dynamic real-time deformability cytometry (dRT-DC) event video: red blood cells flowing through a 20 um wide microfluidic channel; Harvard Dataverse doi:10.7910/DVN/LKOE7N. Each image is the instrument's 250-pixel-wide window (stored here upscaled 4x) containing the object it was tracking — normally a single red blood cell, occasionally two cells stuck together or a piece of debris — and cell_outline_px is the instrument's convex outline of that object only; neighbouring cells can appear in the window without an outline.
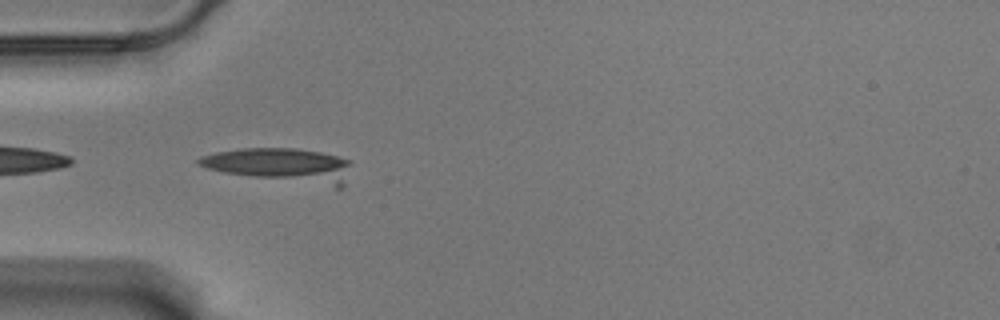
{"species": "Egyptian fruit bat (a non-hibernating species)", "species_latin": "Rousettus aegyptiacus", "temperature_condition": "warm", "stored_images_in_passage": 24, "camera_frame_rate_fps": 3000, "um_per_image_px": 0.085, "animal": {"sex": "male"}, "frame": {"image": 1, "passage_image": 2, "time_ms": 0.333, "image_size_px": [1000, 320], "cell_outline_px": [[352, 164], [344, 184], [340, 188], [336, 188], [224, 172], [208, 168], [196, 164], [196, 160], [200, 156], [216, 152], [244, 148], [296, 148], [320, 152], [336, 156], [348, 160]], "centroid_in_image_um": [23.92, 14.04], "position_along_channel_um": 61.1, "area_um2": 30.06}}
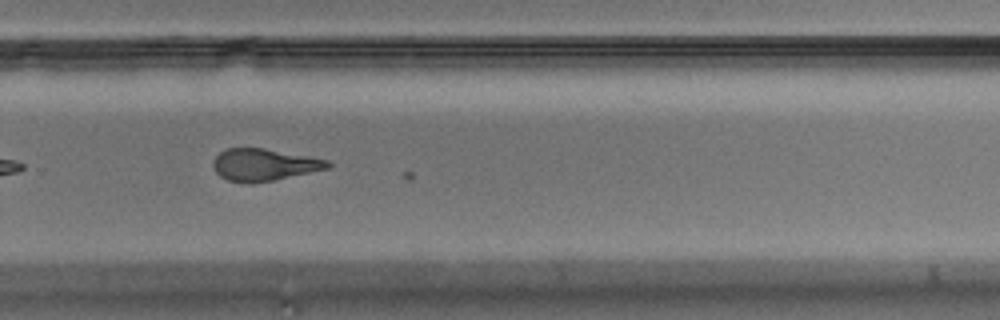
{"frame": {"image": 2, "passage_image": 23, "time_ms": 7.333, "image_size_px": [1000, 320], "cell_outline_px": [[332, 164], [328, 168], [272, 180], [252, 184], [248, 184], [228, 180], [220, 176], [216, 172], [212, 164], [216, 156], [220, 152], [228, 148], [264, 148], [308, 156], [328, 160]], "centroid_in_image_um": [22.41, 14.0], "position_along_channel_um": 307.4, "area_um2": 21.21}}